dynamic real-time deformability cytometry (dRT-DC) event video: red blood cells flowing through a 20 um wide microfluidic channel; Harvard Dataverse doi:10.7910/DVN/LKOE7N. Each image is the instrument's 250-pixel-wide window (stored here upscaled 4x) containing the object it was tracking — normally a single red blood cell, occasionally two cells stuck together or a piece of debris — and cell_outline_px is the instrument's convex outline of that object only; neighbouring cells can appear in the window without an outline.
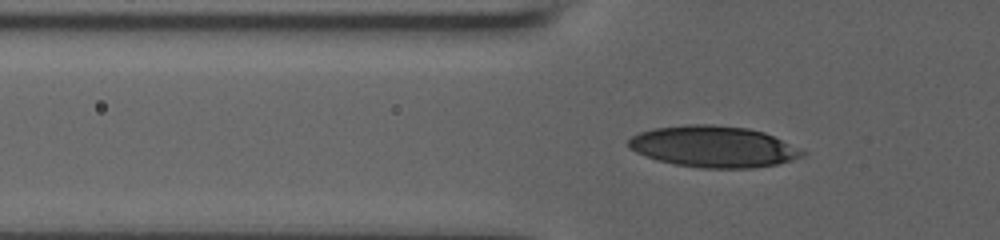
{"species": "human", "species_latin": "Homo sapiens", "temperature_condition": "room temperature", "stored_images_in_passage": 49, "camera_frame_rate_fps": 3000, "um_per_image_px": 0.085, "donor": {"sex": "male"}, "frame": {"image": 1, "passage_image": 15, "time_ms": 4.0, "image_size_px": [1000, 240], "cell_outline_px": [[808, 152], [804, 156], [792, 160], [776, 164], [752, 168], [700, 168], [676, 164], [656, 160], [636, 152], [628, 148], [628, 140], [632, 136], [640, 132], [652, 128], [684, 124], [712, 124], [748, 128], [764, 132]], "centroid_in_image_um": [60.63, 12.46], "position_along_channel_um": 65.2, "area_um2": 42.02}}
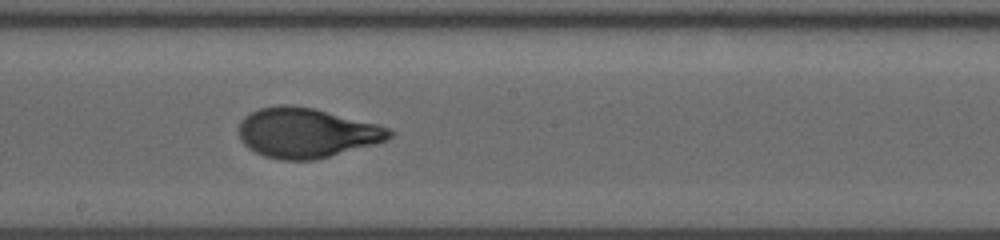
{"frame": {"image": 2, "passage_image": 29, "time_ms": 8.333, "image_size_px": [1000, 240], "cell_outline_px": [[396, 132], [388, 140], [376, 144], [316, 160], [280, 160], [264, 156], [248, 148], [240, 140], [240, 120], [244, 116], [260, 108], [280, 104], [284, 104], [312, 108], [392, 128]], "centroid_in_image_um": [26.07, 11.31], "position_along_channel_um": 222.1, "area_um2": 43.75}}
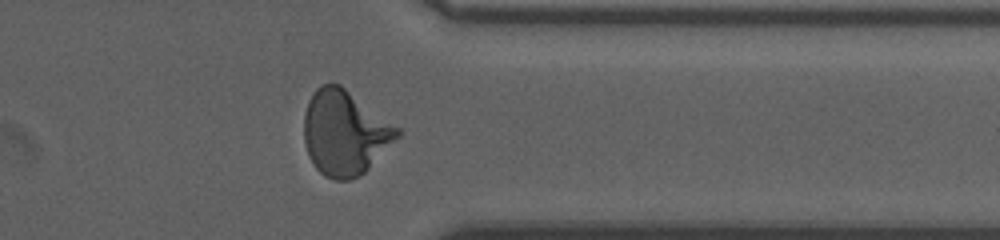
{"frame": {"image": 3, "passage_image": 44, "time_ms": 12.667, "image_size_px": [1000, 240], "cell_outline_px": [[400, 136], [364, 172], [348, 180], [332, 180], [324, 176], [316, 168], [308, 156], [304, 140], [304, 112], [308, 100], [312, 92], [320, 84], [340, 84], [400, 128]], "centroid_in_image_um": [29.28, 11.27], "position_along_channel_um": 382.1, "area_um2": 46.07}, "authors_computed_cell_mechanics": {"area_um2": 42.772, "velocity_mm_per_s": 3.762, "shape_relaxation_time_tau1_ms": 4.925, "shape_relaxation_time_tau2_ms": null, "deformation_change_tau1": 0.2219, "deformation_change_tau2": null}}